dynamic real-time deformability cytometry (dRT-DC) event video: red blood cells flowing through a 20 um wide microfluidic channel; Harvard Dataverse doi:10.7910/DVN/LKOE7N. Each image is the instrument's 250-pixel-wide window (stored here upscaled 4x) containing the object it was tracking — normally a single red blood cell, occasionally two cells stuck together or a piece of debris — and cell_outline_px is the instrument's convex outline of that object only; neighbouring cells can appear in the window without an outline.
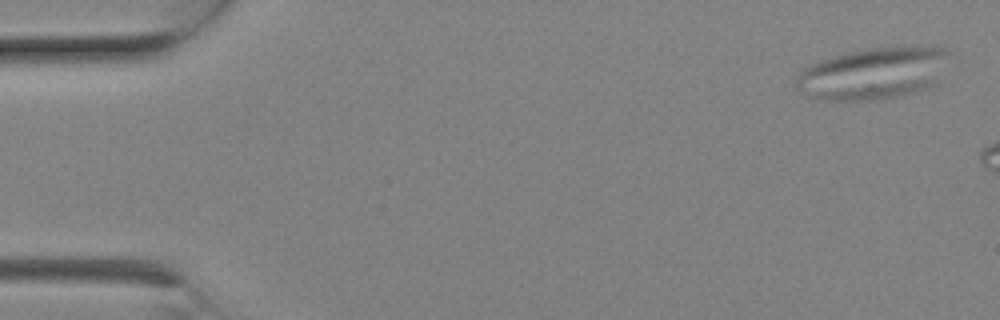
{"species": "Egyptian fruit bat (a non-hibernating species)", "species_latin": "Rousettus aegyptiacus", "temperature_condition": "room temperature", "stored_images_in_passage": 4, "camera_frame_rate_fps": 3000, "um_per_image_px": 0.085, "animal": {"sex": "female"}, "frame": {"image": 1, "passage_image": 1, "time_ms": 0.0, "image_size_px": [1000, 320], "cell_outline_px": [[952, 52], [936, 84], [928, 88], [916, 92], [900, 96], [876, 100], [808, 100], [792, 84], [796, 76], [804, 68], [820, 60], [848, 52], [868, 48], [944, 48]], "centroid_in_image_um": [74.15, 6.29], "position_along_channel_um": 10.8, "area_um2": 46.59}}